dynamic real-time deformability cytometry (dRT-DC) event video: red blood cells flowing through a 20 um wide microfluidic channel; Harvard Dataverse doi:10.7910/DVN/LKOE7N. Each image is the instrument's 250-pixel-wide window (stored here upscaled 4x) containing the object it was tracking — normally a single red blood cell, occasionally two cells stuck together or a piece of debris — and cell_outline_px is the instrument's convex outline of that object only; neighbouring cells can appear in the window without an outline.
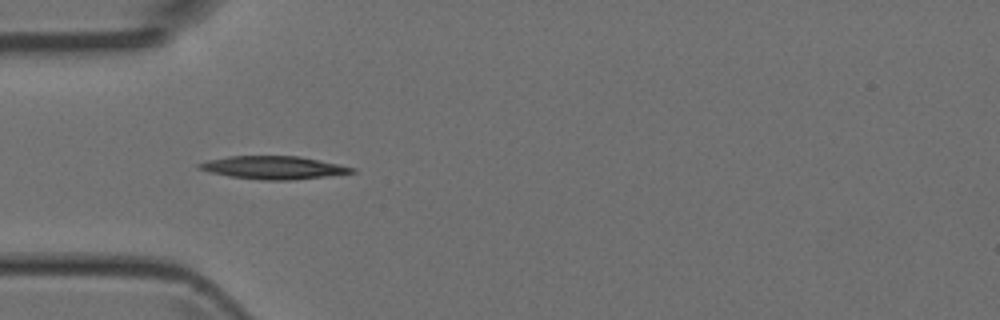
{"species": "Egyptian fruit bat (a non-hibernating species)", "species_latin": "Rousettus aegyptiacus", "temperature_condition": "room temperature", "stored_images_in_passage": 36, "camera_frame_rate_fps": 3000, "um_per_image_px": 0.085, "animal": {"sex": "female"}, "frame": {"image": 1, "passage_image": 3, "time_ms": 0.667, "image_size_px": [1000, 320], "cell_outline_px": [[356, 172], [292, 180], [264, 180], [228, 176], [208, 172], [196, 168], [196, 164], [208, 160], [228, 156], [300, 156], [356, 168]], "centroid_in_image_um": [23.18, 14.24], "position_along_channel_um": 61.8, "area_um2": 20.4}}
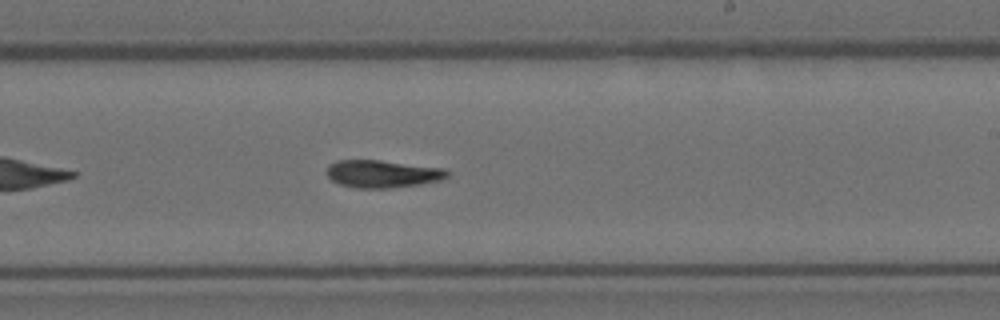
{"frame": {"image": 2, "passage_image": 17, "time_ms": 5.333, "image_size_px": [1000, 320], "cell_outline_px": [[448, 176], [440, 180], [420, 184], [388, 188], [356, 188], [340, 184], [332, 180], [324, 172], [328, 164], [336, 160], [380, 160], [444, 168], [448, 172]], "centroid_in_image_um": [32.46, 14.77], "position_along_channel_um": 256.5, "area_um2": 19.42}}
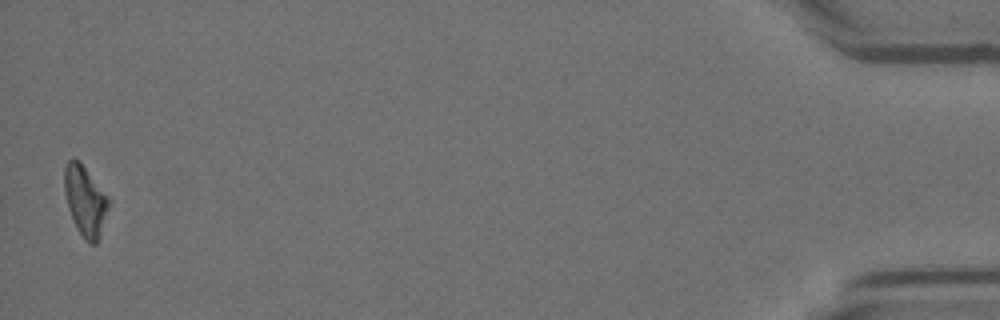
{"frame": {"image": 3, "passage_image": 36, "time_ms": 11.667, "image_size_px": [1000, 320], "cell_outline_px": [[112, 204], [96, 244], [92, 244], [80, 232], [68, 208], [64, 192], [64, 168], [68, 160], [72, 156], [80, 160], [112, 200]], "centroid_in_image_um": [7.28, 16.98], "position_along_channel_um": 427.9, "area_um2": 18.38}}